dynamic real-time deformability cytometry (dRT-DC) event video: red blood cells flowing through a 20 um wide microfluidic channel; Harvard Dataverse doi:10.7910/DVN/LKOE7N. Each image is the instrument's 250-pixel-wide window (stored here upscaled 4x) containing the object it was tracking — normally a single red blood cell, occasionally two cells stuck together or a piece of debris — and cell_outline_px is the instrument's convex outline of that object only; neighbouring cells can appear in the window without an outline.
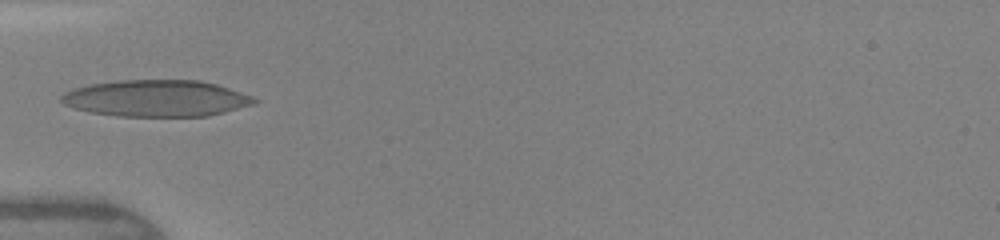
{"species": "human", "species_latin": "Homo sapiens", "temperature_condition": "warm", "stored_images_in_passage": 27, "camera_frame_rate_fps": 3000, "um_per_image_px": 0.085, "donor": {"sex": "female"}, "frame": {"image": 1, "passage_image": 1, "time_ms": 0.0, "image_size_px": [1000, 240], "cell_outline_px": [[260, 100], [256, 104], [208, 116], [116, 116], [88, 112], [64, 104], [60, 100], [60, 96], [64, 92], [76, 88], [92, 84], [120, 80], [200, 80], [216, 84], [252, 96]], "centroid_in_image_um": [13.31, 8.36], "position_along_channel_um": 71.7, "area_um2": 41.1}}
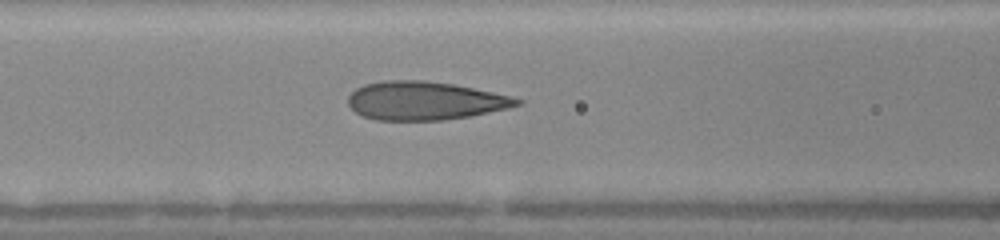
{"frame": {"image": 2, "passage_image": 7, "time_ms": 1.333, "image_size_px": [1000, 240], "cell_outline_px": [[524, 104], [508, 108], [472, 116], [444, 120], [376, 120], [364, 116], [356, 112], [348, 104], [348, 96], [356, 88], [364, 84], [384, 80], [424, 80], [452, 84], [492, 92], [524, 100]], "centroid_in_image_um": [36.11, 8.56], "position_along_channel_um": 130.5, "area_um2": 37.8}}
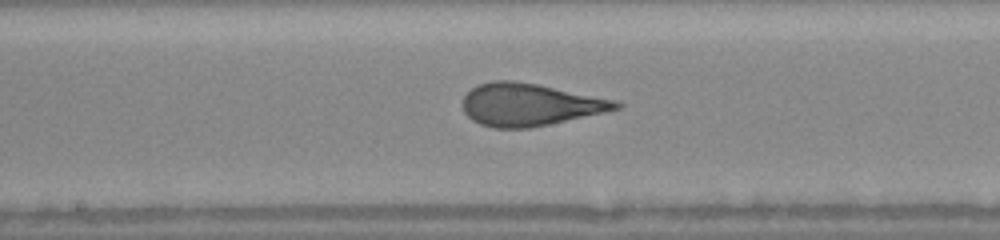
{"frame": {"image": 3, "passage_image": 11, "time_ms": 3.0, "image_size_px": [1000, 240], "cell_outline_px": [[624, 104], [620, 108], [604, 112], [548, 124], [528, 128], [492, 128], [480, 124], [472, 120], [464, 112], [464, 96], [472, 88], [480, 84], [492, 80], [516, 80], [616, 100]], "centroid_in_image_um": [45.01, 8.89], "position_along_channel_um": 203.2, "area_um2": 37.51}}